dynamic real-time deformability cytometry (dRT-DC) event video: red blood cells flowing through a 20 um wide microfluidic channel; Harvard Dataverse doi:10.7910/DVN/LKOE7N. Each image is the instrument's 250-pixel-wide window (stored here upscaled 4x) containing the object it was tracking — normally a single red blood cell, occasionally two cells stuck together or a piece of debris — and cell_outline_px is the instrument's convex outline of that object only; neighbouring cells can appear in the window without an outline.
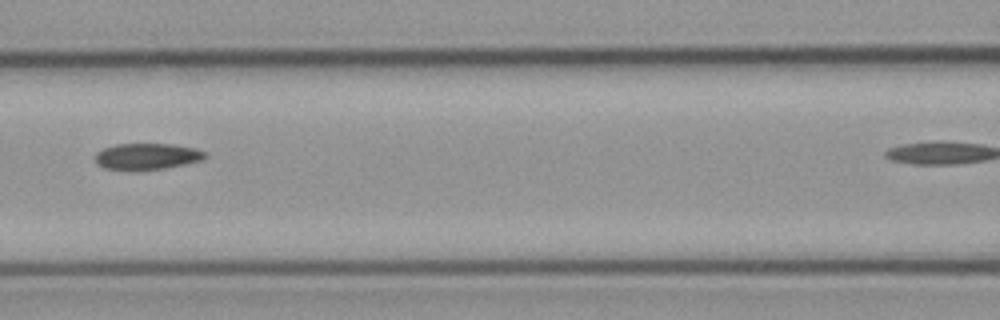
{"species": "common noctule bat (a hibernating species)", "species_latin": "Nyctalus noctula", "temperature_condition": "cold", "stored_images_in_passage": 6, "segment_of_instrument_passage": [1, 2], "camera_frame_rate_fps": 3000, "um_per_image_px": 0.085, "animal": {"sex": "male", "body_mass_g": 23.1, "forearm_length_mm": 52.7}, "frame": {"image": 1, "passage_image": 5, "time_ms": 5.333, "image_size_px": [1000, 320], "cell_outline_px": [[208, 156], [204, 160], [164, 168], [104, 168], [96, 164], [96, 152], [104, 148], [116, 144], [172, 144], [196, 148], [208, 152]], "centroid_in_image_um": [12.57, 13.26], "position_along_channel_um": 154.0, "area_um2": 16.47}}